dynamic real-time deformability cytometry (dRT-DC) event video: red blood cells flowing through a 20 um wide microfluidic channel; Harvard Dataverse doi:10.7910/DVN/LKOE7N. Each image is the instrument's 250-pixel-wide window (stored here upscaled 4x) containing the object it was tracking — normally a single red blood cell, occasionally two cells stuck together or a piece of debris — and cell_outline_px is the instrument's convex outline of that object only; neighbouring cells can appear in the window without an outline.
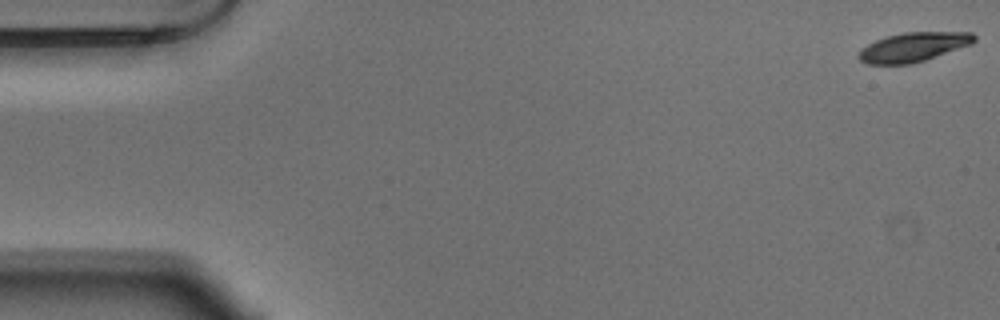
{"species": "Egyptian fruit bat (a non-hibernating species)", "species_latin": "Rousettus aegyptiacus", "temperature_condition": "warm", "stored_images_in_passage": 9, "camera_frame_rate_fps": 3000, "um_per_image_px": 0.085, "animal": {"sex": "male"}, "frame": {"image": 1, "passage_image": 1, "time_ms": 0.0, "image_size_px": [1000, 320], "cell_outline_px": [[976, 40], [972, 44], [924, 60], [908, 64], [868, 64], [860, 60], [860, 52], [868, 44], [876, 40], [888, 36], [904, 32], [972, 32], [976, 36]], "centroid_in_image_um": [77.69, 3.98], "position_along_channel_um": 7.3, "area_um2": 19.36}}